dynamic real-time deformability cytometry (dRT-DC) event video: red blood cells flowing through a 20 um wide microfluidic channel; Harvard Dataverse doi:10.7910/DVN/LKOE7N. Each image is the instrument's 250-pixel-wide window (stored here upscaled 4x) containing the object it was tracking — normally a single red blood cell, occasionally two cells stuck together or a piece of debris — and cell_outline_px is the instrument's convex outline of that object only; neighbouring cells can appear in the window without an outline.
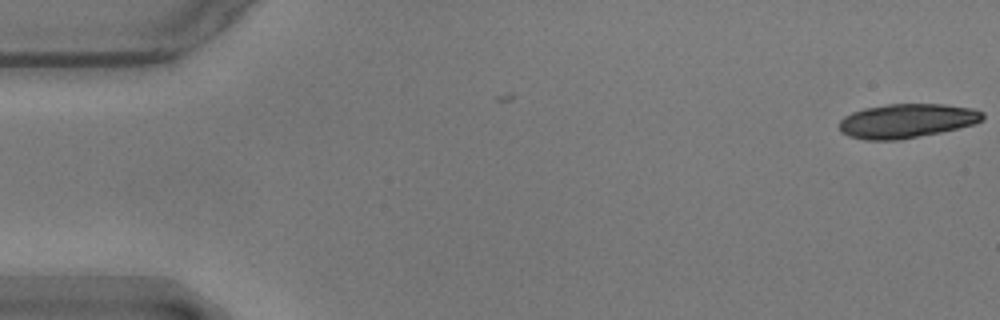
{"species": "common noctule bat (a hibernating species)", "species_latin": "Nyctalus noctula", "temperature_condition": "warm", "stored_images_in_passage": 5, "camera_frame_rate_fps": 3000, "um_per_image_px": 0.085, "animal": {"sex": "male", "body_mass_g": 17.9}, "frame": {"image": 1, "passage_image": 5, "time_ms": 1.333, "image_size_px": [1000, 320], "cell_outline_px": [[984, 120], [976, 124], [940, 132], [900, 140], [868, 140], [848, 136], [840, 132], [840, 120], [844, 116], [852, 112], [864, 108], [888, 104], [944, 104], [972, 108], [984, 112]], "centroid_in_image_um": [77.09, 10.27], "position_along_channel_um": 7.9, "area_um2": 28.73}}